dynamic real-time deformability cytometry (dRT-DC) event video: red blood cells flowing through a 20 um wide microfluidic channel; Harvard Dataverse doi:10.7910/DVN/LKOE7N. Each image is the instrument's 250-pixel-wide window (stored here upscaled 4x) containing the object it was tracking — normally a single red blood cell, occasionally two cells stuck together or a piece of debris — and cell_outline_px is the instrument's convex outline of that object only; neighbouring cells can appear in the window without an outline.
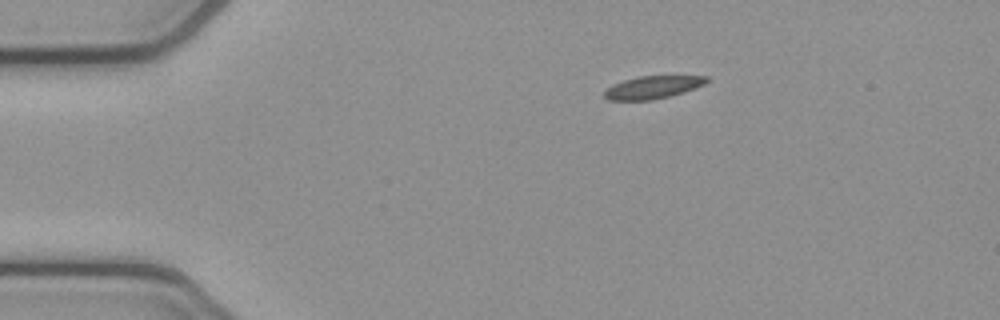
{"species": "common noctule bat (a hibernating species)", "species_latin": "Nyctalus noctula", "temperature_condition": "cold", "stored_images_in_passage": 45, "camera_frame_rate_fps": 3000, "um_per_image_px": 0.085, "animal": {"sex": "female", "body_mass_g": 21.9}, "frame": {"image": 1, "passage_image": 1, "time_ms": 0.0, "image_size_px": [1000, 320], "cell_outline_px": [[708, 80], [704, 84], [684, 92], [652, 100], [608, 100], [604, 96], [604, 92], [612, 84], [624, 80], [640, 76], [708, 76]], "centroid_in_image_um": [55.46, 7.42], "position_along_channel_um": 29.5, "area_um2": 13.35}}
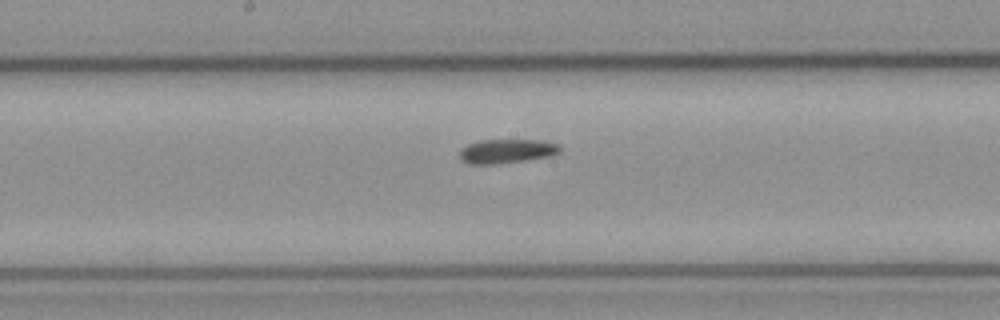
{"frame": {"image": 2, "passage_image": 19, "time_ms": 6.0, "image_size_px": [1000, 320], "cell_outline_px": [[560, 152], [552, 156], [496, 164], [468, 164], [460, 160], [460, 148], [468, 144], [480, 140], [536, 140], [560, 144]], "centroid_in_image_um": [43.04, 12.85], "position_along_channel_um": 205.2, "area_um2": 14.16}}
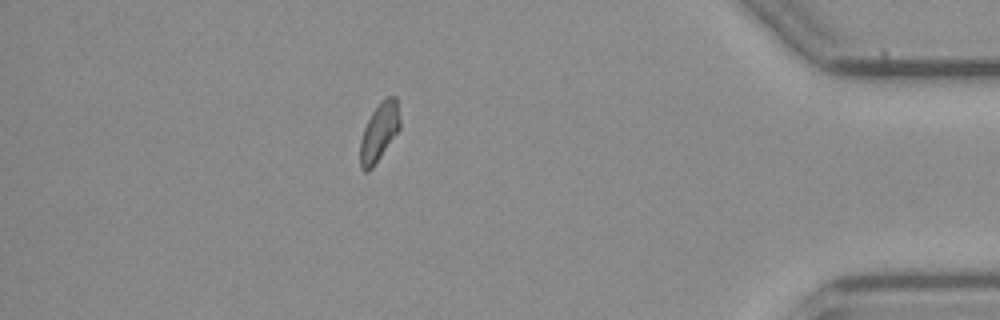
{"frame": {"image": 3, "passage_image": 38, "time_ms": 12.333, "image_size_px": [1000, 320], "cell_outline_px": [[400, 128], [372, 168], [368, 172], [364, 172], [360, 168], [360, 140], [364, 128], [372, 112], [380, 100], [384, 96], [396, 96], [400, 120]], "centroid_in_image_um": [32.22, 11.2], "position_along_channel_um": 403.0, "area_um2": 13.53}, "authors_computed_cell_mechanics": {"area_um2": 14.0454, "velocity_mm_per_s": 3.8545, "shape_relaxation_time_tau1_ms": 4.1192, "shape_relaxation_time_tau2_ms": 3.3301, "deformation_change_tau1": 0.0935, "deformation_change_tau2": 0.0892}}